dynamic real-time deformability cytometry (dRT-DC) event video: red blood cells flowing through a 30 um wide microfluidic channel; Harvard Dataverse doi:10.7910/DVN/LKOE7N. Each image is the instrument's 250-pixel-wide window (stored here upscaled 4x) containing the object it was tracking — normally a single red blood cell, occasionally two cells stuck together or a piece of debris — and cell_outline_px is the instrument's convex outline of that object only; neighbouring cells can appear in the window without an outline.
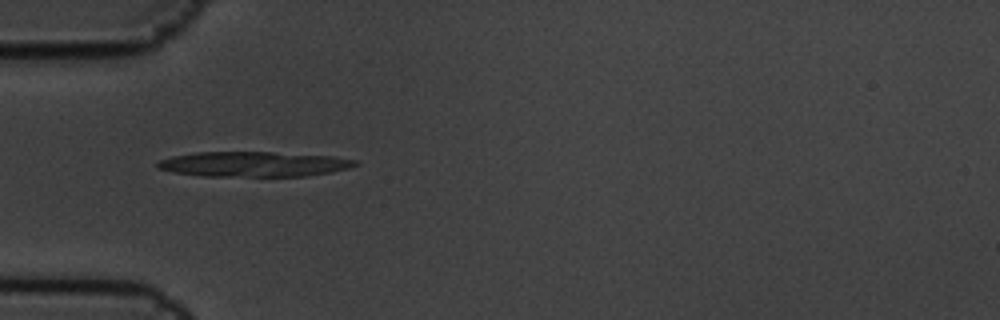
{"species": "common noctule bat (a hibernating species)", "species_latin": "Nyctalus noctula", "temperature_condition": "cold", "stored_images_in_passage": 6, "camera_frame_rate_fps": 3000, "um_per_image_px": 0.085, "animal": {"sex": "male", "body_mass_g": 19.5, "forearm_length_mm": 54.6}, "frame": {"image": 1, "passage_image": 5, "time_ms": 1.333, "image_size_px": [1000, 320], "cell_outline_px": [[360, 164], [348, 168], [332, 172], [308, 176], [200, 176], [176, 172], [156, 168], [156, 164], [160, 160], [172, 156], [196, 152], [272, 152], [336, 156], [360, 160]], "centroid_in_image_um": [21.64, 13.95], "position_along_channel_um": 63.4, "area_um2": 29.13}}